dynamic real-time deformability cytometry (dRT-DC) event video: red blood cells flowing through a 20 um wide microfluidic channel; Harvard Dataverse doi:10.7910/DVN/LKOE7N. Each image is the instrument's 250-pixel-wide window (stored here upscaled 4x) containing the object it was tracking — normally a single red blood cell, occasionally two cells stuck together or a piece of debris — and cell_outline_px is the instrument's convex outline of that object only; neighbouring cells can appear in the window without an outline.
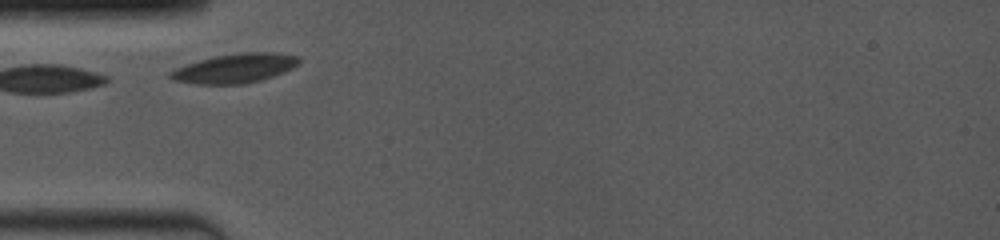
{"species": "common noctule bat (a hibernating species)", "species_latin": "Nyctalus noctula", "temperature_condition": "room temperature", "stored_images_in_passage": 2, "camera_frame_rate_fps": 4000, "um_per_image_px": 0.085, "animal": {"sex": "female", "body_mass_g": 19.0, "forearm_length_mm": 53.3}, "frame": {"image": 1, "passage_image": 1, "time_ms": 0.0, "image_size_px": [1000, 240], "cell_outline_px": [[300, 64], [292, 68], [272, 76], [260, 80], [244, 84], [196, 84], [172, 80], [168, 76], [168, 72], [176, 68], [200, 60], [216, 56], [240, 52], [272, 52], [300, 56]], "centroid_in_image_um": [19.97, 5.8], "position_along_channel_um": 65.0, "area_um2": 21.91}}